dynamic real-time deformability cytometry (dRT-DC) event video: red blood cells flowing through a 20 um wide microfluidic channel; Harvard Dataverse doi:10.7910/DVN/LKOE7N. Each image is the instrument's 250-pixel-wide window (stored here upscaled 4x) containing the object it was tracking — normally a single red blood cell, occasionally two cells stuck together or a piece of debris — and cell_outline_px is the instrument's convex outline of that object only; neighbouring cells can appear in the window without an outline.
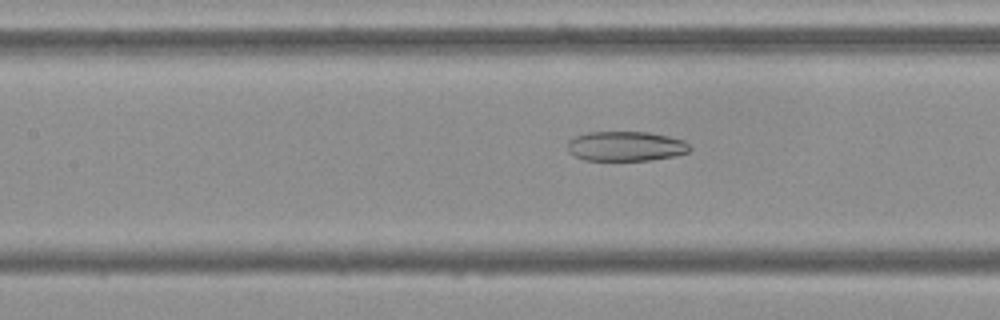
{"species": "Egyptian fruit bat (a non-hibernating species)", "species_latin": "Rousettus aegyptiacus", "temperature_condition": "cold", "stored_images_in_passage": 45, "camera_frame_rate_fps": 3000, "um_per_image_px": 0.085, "frame": {"image": 1, "passage_image": 15, "time_ms": 4.667, "image_size_px": [1000, 320], "cell_outline_px": [[692, 148], [688, 152], [676, 156], [652, 160], [584, 160], [568, 152], [568, 140], [576, 136], [588, 132], [648, 132], [668, 136], [684, 140]], "centroid_in_image_um": [53.21, 12.43], "position_along_channel_um": 154.2, "area_um2": 21.27}}
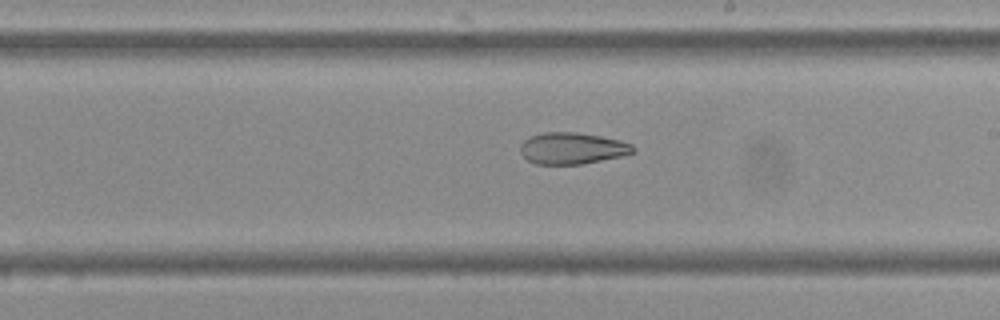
{"frame": {"image": 2, "passage_image": 22, "time_ms": 7.0, "image_size_px": [1000, 320], "cell_outline_px": [[636, 152], [624, 156], [580, 164], [536, 164], [528, 160], [520, 152], [520, 144], [528, 136], [544, 132], [576, 132], [600, 136], [620, 140], [632, 144], [636, 148]], "centroid_in_image_um": [48.65, 12.6], "position_along_channel_um": 240.3, "area_um2": 20.92}}
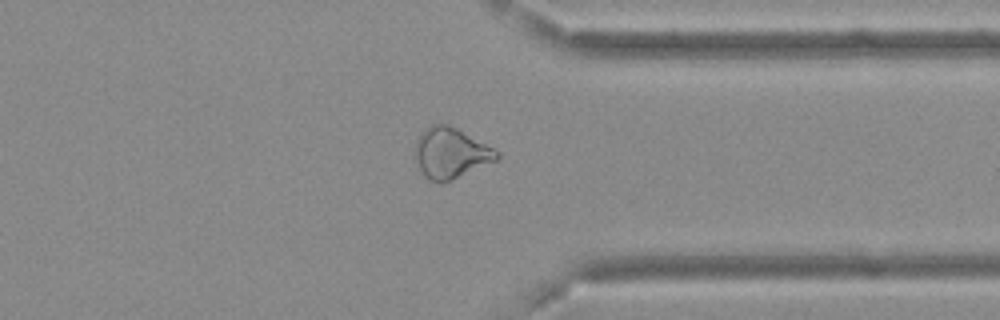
{"frame": {"image": 3, "passage_image": 33, "time_ms": 10.667, "image_size_px": [1000, 320], "cell_outline_px": [[500, 156], [496, 160], [452, 180], [428, 180], [424, 176], [412, 152], [416, 140], [420, 132], [432, 124], [448, 124], [456, 128], [500, 152]], "centroid_in_image_um": [38.26, 12.99], "position_along_channel_um": 373.1, "area_um2": 23.81}, "authors_computed_cell_mechanics": {"area_um2": 24.5072, "velocity_mm_per_s": 3.6976, "shape_relaxation_time_tau1_ms": null, "shape_relaxation_time_tau2_ms": 5.7173, "deformation_change_tau1": null, "deformation_change_tau2": 0.1375}}